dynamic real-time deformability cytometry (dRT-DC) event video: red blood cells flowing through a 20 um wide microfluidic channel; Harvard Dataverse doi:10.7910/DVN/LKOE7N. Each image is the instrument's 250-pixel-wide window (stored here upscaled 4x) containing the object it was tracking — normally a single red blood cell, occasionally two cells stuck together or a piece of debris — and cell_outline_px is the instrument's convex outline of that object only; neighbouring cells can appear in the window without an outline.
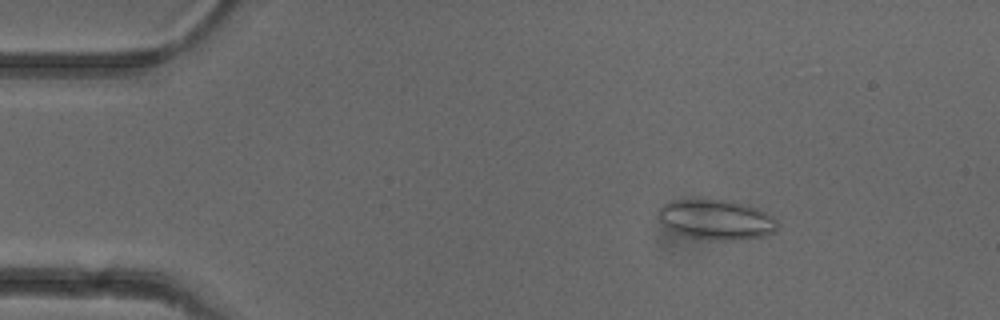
{"species": "common noctule bat (a hibernating species)", "species_latin": "Nyctalus noctula", "temperature_condition": "cold", "stored_images_in_passage": 52, "camera_frame_rate_fps": 3000, "um_per_image_px": 0.085, "animal": {"sex": "female"}, "frame": {"image": 1, "passage_image": 8, "time_ms": 2.333, "image_size_px": [1000, 320], "cell_outline_px": [[780, 224], [776, 232], [764, 236], [740, 240], [712, 240], [688, 236], [672, 232], [660, 220], [660, 208], [668, 200], [732, 200], [748, 204], [772, 216]], "centroid_in_image_um": [60.94, 18.67], "position_along_channel_um": 24.1, "area_um2": 27.86}}
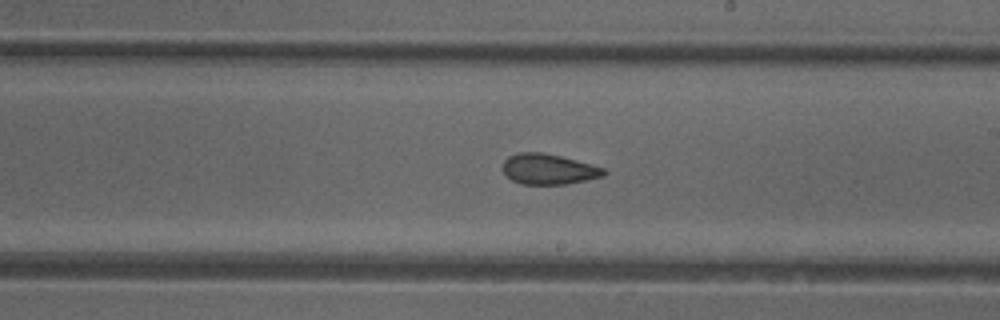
{"frame": {"image": 2, "passage_image": 30, "time_ms": 9.667, "image_size_px": [1000, 320], "cell_outline_px": [[608, 172], [604, 176], [564, 184], [520, 184], [512, 180], [504, 172], [504, 160], [508, 156], [520, 152], [540, 152], [560, 156], [576, 160], [604, 168]], "centroid_in_image_um": [46.63, 14.37], "position_along_channel_um": 242.4, "area_um2": 17.74}}
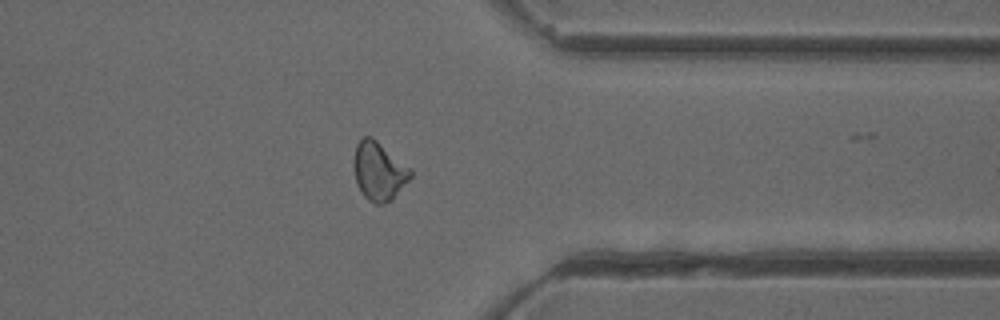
{"frame": {"image": 3, "passage_image": 41, "time_ms": 13.333, "image_size_px": [1000, 320], "cell_outline_px": [[412, 176], [392, 200], [384, 204], [376, 204], [368, 200], [364, 196], [356, 184], [352, 160], [356, 144], [364, 136], [372, 136], [412, 168]], "centroid_in_image_um": [32.2, 14.54], "position_along_channel_um": 379.2, "area_um2": 19.71}, "authors_computed_cell_mechanics": {"area_um2": 19.3341, "velocity_mm_per_s": 3.9557, "shape_relaxation_time_tau1_ms": null, "shape_relaxation_time_tau2_ms": 2.1647, "deformation_change_tau1": null, "deformation_change_tau2": 0.0761}}